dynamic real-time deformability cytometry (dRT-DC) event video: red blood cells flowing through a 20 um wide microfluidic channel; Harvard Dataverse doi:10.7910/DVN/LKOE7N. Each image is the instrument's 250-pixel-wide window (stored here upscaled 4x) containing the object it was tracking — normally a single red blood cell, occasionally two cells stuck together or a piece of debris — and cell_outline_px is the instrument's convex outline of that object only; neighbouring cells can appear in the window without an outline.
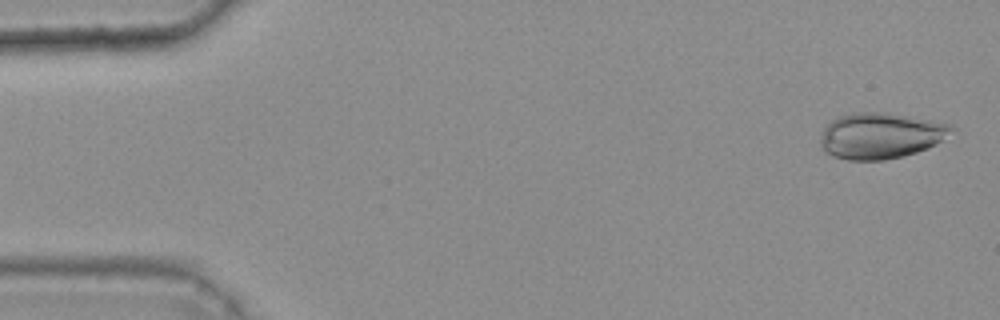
{"species": "common noctule bat (a hibernating species)", "species_latin": "Nyctalus noctula", "temperature_condition": "warm", "stored_images_in_passage": 47, "camera_frame_rate_fps": 3000, "um_per_image_px": 0.085, "animal": {"sex": "female", "body_mass_g": 25.1}, "frame": {"image": 1, "passage_image": 2, "time_ms": 0.333, "image_size_px": [1000, 320], "cell_outline_px": [[956, 128], [936, 144], [928, 148], [916, 152], [884, 160], [848, 160], [832, 156], [824, 152], [820, 148], [820, 140], [824, 128], [832, 120], [840, 116], [856, 112], [880, 112], [908, 116], [952, 124]], "centroid_in_image_um": [74.82, 11.54], "position_along_channel_um": 10.2, "area_um2": 34.97}}
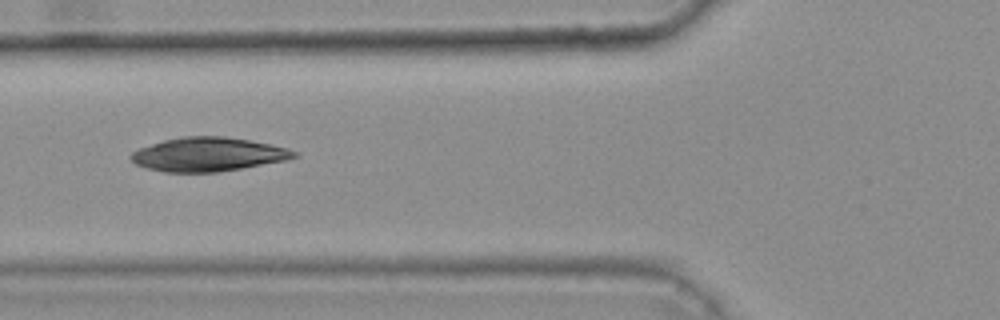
{"frame": {"image": 2, "passage_image": 20, "time_ms": 6.333, "image_size_px": [1000, 320], "cell_outline_px": [[300, 156], [284, 160], [220, 172], [164, 172], [148, 168], [136, 164], [128, 156], [132, 152], [140, 148], [164, 140], [180, 136], [224, 136], [272, 144], [288, 148], [300, 152]], "centroid_in_image_um": [17.72, 13.12], "position_along_channel_um": 108.1, "area_um2": 32.19}}
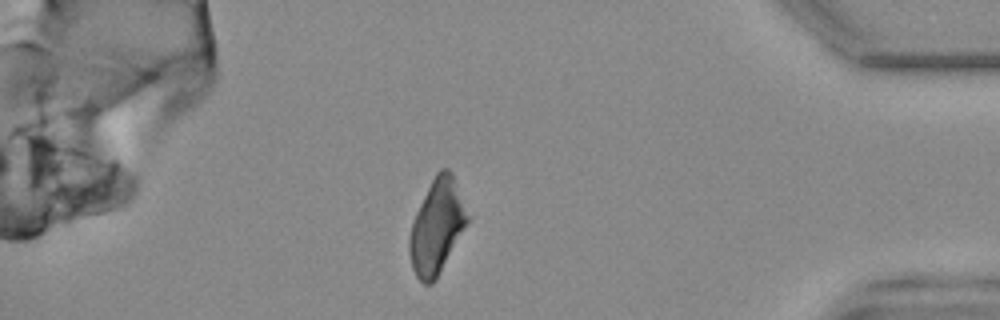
{"frame": {"image": 3, "passage_image": 46, "time_ms": 15.0, "image_size_px": [1000, 320], "cell_outline_px": [[472, 216], [436, 280], [432, 284], [424, 284], [416, 276], [412, 268], [408, 252], [408, 240], [412, 224], [416, 212], [436, 172], [440, 168], [448, 168], [452, 172]], "centroid_in_image_um": [37.17, 19.25], "position_along_channel_um": 398.0, "area_um2": 32.31}}